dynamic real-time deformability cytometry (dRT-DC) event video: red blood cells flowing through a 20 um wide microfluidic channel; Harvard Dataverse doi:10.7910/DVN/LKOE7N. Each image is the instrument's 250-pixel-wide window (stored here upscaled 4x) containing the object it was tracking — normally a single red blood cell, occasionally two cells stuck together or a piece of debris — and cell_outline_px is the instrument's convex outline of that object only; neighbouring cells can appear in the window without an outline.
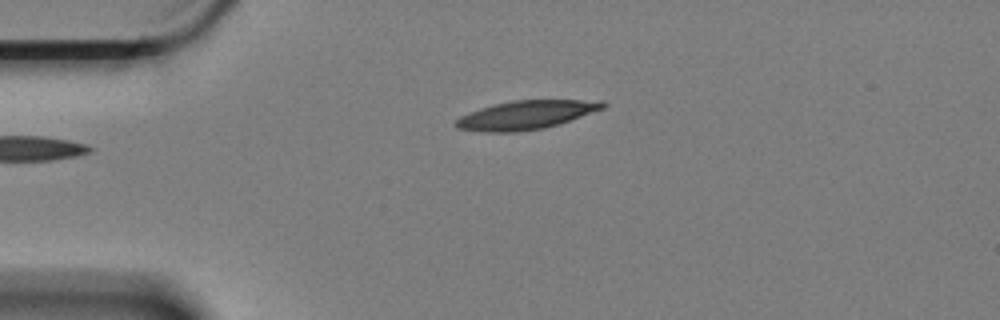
{"species": "Egyptian fruit bat (a non-hibernating species)", "species_latin": "Rousettus aegyptiacus", "temperature_condition": "cold", "stored_images_in_passage": 4, "camera_frame_rate_fps": 3000, "um_per_image_px": 0.085, "animal": {"sex": "female"}, "frame": {"image": 1, "passage_image": 4, "time_ms": 1.0, "image_size_px": [1000, 320], "cell_outline_px": [[608, 104], [604, 108], [560, 124], [544, 128], [516, 132], [484, 132], [456, 128], [456, 120], [460, 116], [468, 112], [492, 104], [512, 100], [604, 100]], "centroid_in_image_um": [44.73, 9.76], "position_along_channel_um": 40.3, "area_um2": 24.74}}